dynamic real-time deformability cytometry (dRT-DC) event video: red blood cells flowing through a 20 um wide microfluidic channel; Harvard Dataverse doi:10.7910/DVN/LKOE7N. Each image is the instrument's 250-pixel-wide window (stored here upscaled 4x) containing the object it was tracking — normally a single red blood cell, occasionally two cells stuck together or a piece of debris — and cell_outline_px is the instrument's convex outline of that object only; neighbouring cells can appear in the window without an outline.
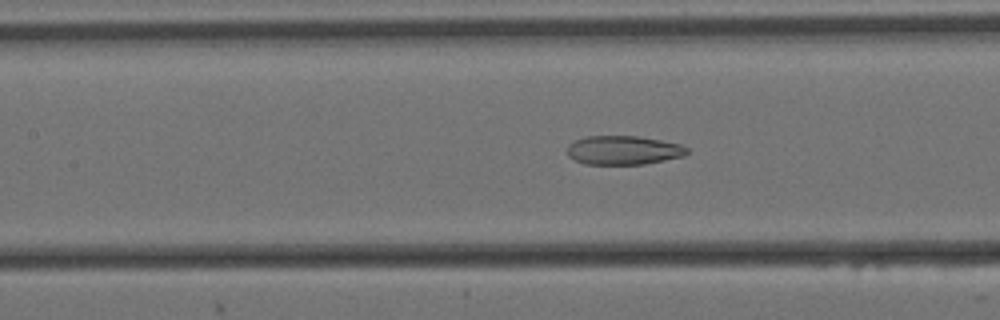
{"species": "Egyptian fruit bat (a non-hibernating species)", "species_latin": "Rousettus aegyptiacus", "temperature_condition": "cold", "stored_images_in_passage": 57, "camera_frame_rate_fps": 3000, "um_per_image_px": 0.085, "animal": {"sex": "female"}, "frame": {"image": 1, "passage_image": 24, "time_ms": 7.667, "image_size_px": [1000, 320], "cell_outline_px": [[688, 152], [684, 156], [644, 164], [584, 164], [568, 156], [568, 144], [576, 140], [588, 136], [636, 136], [660, 140], [680, 144], [688, 148]], "centroid_in_image_um": [52.99, 12.77], "position_along_channel_um": 154.4, "area_um2": 20.06}}
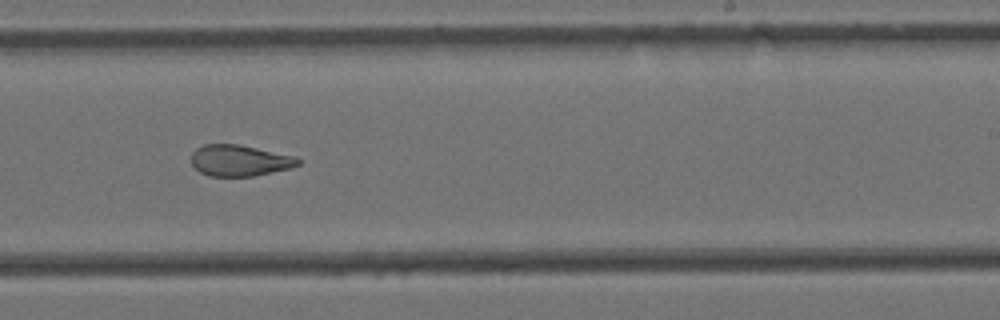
{"frame": {"image": 2, "passage_image": 34, "time_ms": 11.0, "image_size_px": [1000, 320], "cell_outline_px": [[300, 164], [292, 168], [252, 176], [208, 176], [200, 172], [192, 164], [192, 152], [196, 148], [204, 144], [236, 144], [296, 156], [300, 160]], "centroid_in_image_um": [20.37, 13.64], "position_along_channel_um": 268.6, "area_um2": 19.36}}
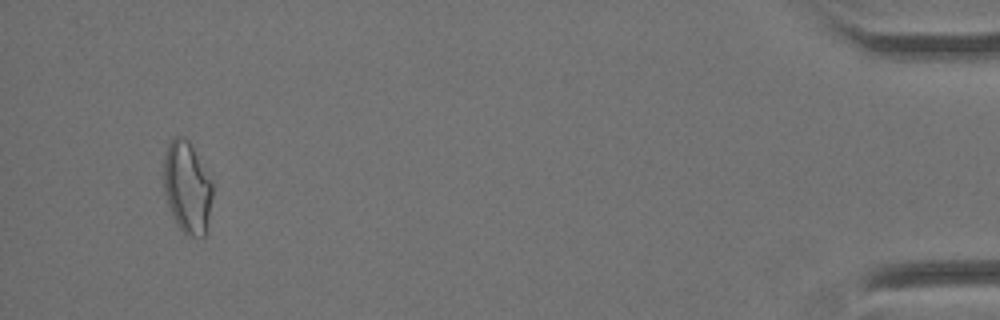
{"frame": {"image": 3, "passage_image": 54, "time_ms": 17.667, "image_size_px": [1000, 320], "cell_outline_px": [[212, 196], [204, 236], [188, 236], [176, 224], [172, 216], [168, 204], [164, 188], [164, 152], [172, 136], [180, 136], [188, 140], [212, 184]], "centroid_in_image_um": [15.87, 15.91], "position_along_channel_um": 419.3, "area_um2": 25.55}, "authors_computed_cell_mechanics": {"area_um2": 22.9466, "velocity_mm_per_s": 3.4465, "shape_relaxation_time_tau1_ms": null, "shape_relaxation_time_tau2_ms": 2.8881, "deformation_change_tau1": null, "deformation_change_tau2": 0.1077}}